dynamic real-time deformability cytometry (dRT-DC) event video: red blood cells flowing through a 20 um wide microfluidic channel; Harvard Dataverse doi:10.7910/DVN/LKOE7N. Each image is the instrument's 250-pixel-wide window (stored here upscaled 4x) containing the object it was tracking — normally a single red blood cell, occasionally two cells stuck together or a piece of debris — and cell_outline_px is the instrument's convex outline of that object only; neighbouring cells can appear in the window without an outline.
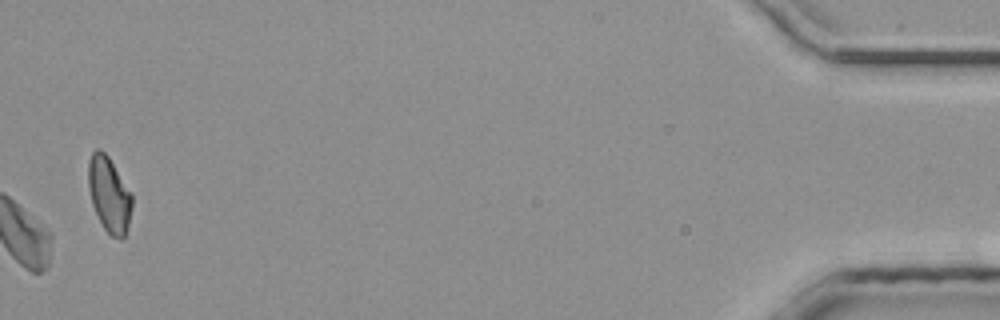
{"species": "common noctule bat (a hibernating species)", "species_latin": "Nyctalus noctula", "temperature_condition": "room temperature", "stored_images_in_passage": 30, "camera_frame_rate_fps": 3000, "um_per_image_px": 0.085, "animal": {"sex": "male", "body_mass_g": 20.4}, "frame": {"image": 1, "passage_image": 30, "time_ms": 9.667, "image_size_px": [1000, 320], "cell_outline_px": [[132, 208], [128, 224], [124, 236], [120, 240], [112, 236], [104, 228], [92, 204], [88, 188], [88, 160], [92, 152], [96, 148], [100, 148], [108, 156], [132, 196]], "centroid_in_image_um": [9.25, 16.51], "position_along_channel_um": 425.9, "area_um2": 18.9}}